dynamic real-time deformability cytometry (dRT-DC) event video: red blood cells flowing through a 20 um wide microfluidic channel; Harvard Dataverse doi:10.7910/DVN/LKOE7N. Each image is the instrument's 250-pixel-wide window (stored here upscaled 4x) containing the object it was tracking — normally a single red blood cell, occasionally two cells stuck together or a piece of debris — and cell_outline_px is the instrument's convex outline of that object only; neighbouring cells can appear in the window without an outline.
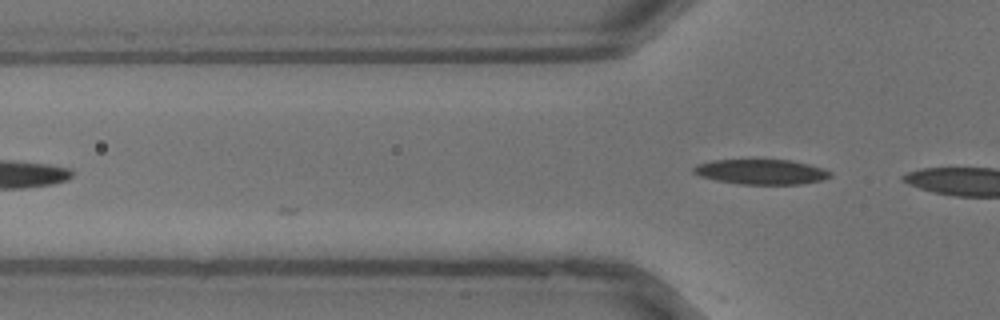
{"species": "common noctule bat (a hibernating species)", "species_latin": "Nyctalus noctula", "temperature_condition": "warm", "stored_images_in_passage": 9, "camera_frame_rate_fps": 3000, "um_per_image_px": 0.085, "animal": {"sex": "male", "body_mass_g": 13.3}, "frame": {"image": 1, "passage_image": 9, "time_ms": 2.667, "image_size_px": [1000, 320], "cell_outline_px": [[832, 176], [824, 180], [800, 184], [740, 184], [716, 180], [700, 176], [692, 172], [692, 168], [696, 164], [712, 160], [792, 160], [824, 168], [832, 172]], "centroid_in_image_um": [64.72, 14.6], "position_along_channel_um": 61.1, "area_um2": 20.06}}